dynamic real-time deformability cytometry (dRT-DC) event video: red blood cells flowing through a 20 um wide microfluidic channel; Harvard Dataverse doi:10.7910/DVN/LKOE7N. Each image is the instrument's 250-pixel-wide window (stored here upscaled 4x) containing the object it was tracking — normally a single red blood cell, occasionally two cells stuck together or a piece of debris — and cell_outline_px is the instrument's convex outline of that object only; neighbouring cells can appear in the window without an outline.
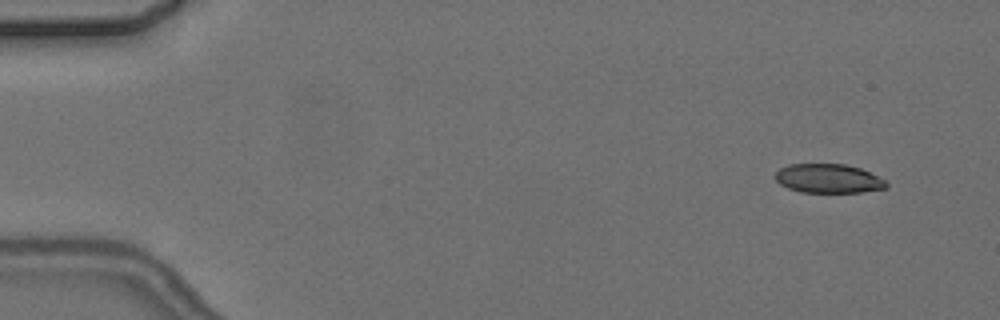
{"species": "common noctule bat (a hibernating species)", "species_latin": "Nyctalus noctula", "temperature_condition": "cold", "stored_images_in_passage": 10, "camera_frame_rate_fps": 3000, "um_per_image_px": 0.085, "animal": {"sex": "female", "body_mass_g": 24.6, "forearm_length_mm": 56.2}, "frame": {"image": 1, "passage_image": 1, "time_ms": 0.0, "image_size_px": [1000, 320], "cell_outline_px": [[888, 188], [860, 192], [800, 192], [788, 188], [780, 184], [776, 180], [776, 172], [780, 168], [788, 164], [844, 164], [860, 168], [888, 180]], "centroid_in_image_um": [70.45, 15.17], "position_along_channel_um": 14.6, "area_um2": 18.9}}
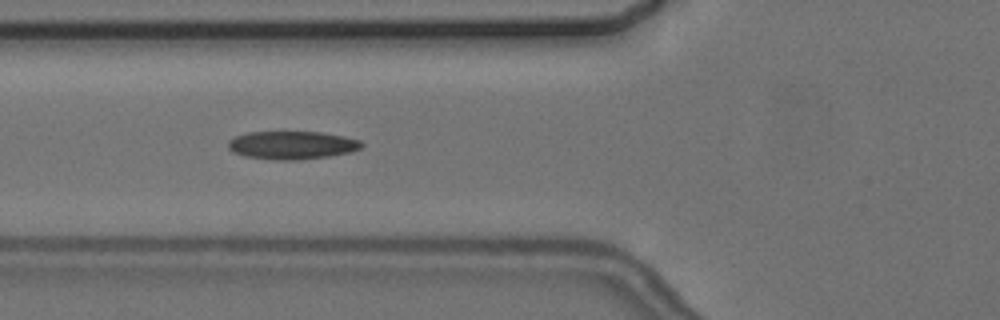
{"frame": {"image": 2, "passage_image": 6, "time_ms": 5.667, "image_size_px": [1000, 320], "cell_outline_px": [[364, 144], [360, 148], [352, 152], [328, 156], [296, 160], [276, 160], [244, 156], [232, 152], [228, 148], [228, 140], [236, 136], [248, 132], [320, 132], [344, 136], [360, 140]], "centroid_in_image_um": [24.81, 12.34], "position_along_channel_um": 101.0, "area_um2": 21.91}}
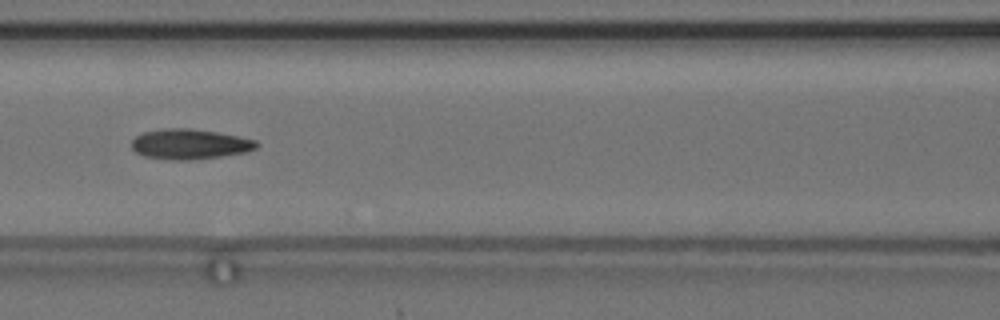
{"frame": {"image": 3, "passage_image": 7, "time_ms": 7.0, "image_size_px": [1000, 320], "cell_outline_px": [[260, 144], [256, 148], [248, 152], [220, 156], [188, 160], [172, 160], [144, 156], [136, 152], [132, 148], [132, 140], [136, 136], [144, 132], [164, 128], [192, 128], [240, 136], [256, 140]], "centroid_in_image_um": [16.15, 12.24], "position_along_channel_um": 150.4, "area_um2": 22.02}}